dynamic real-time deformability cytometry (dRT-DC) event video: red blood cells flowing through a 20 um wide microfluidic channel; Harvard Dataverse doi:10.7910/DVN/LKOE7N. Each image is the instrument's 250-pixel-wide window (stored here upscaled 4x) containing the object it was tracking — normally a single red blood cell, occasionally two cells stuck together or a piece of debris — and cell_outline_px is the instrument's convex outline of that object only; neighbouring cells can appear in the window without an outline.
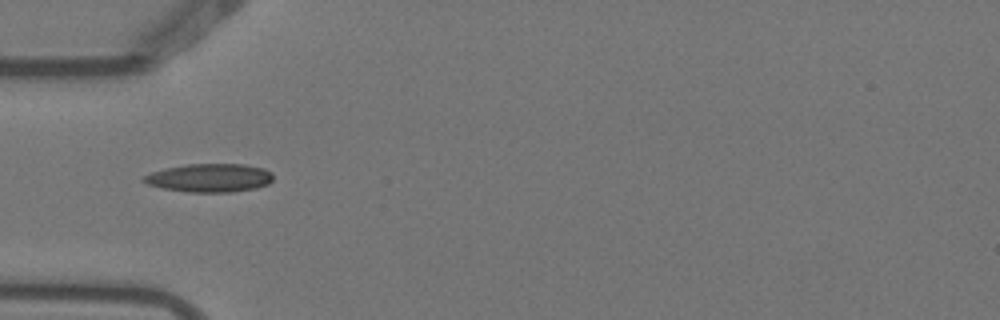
{"species": "Egyptian fruit bat (a non-hibernating species)", "species_latin": "Rousettus aegyptiacus", "temperature_condition": "warm", "stored_images_in_passage": 1, "camera_frame_rate_fps": 3000, "um_per_image_px": 0.085, "animal": {"sex": "female"}, "frame": {"image": 1, "passage_image": 1, "time_ms": 0.0, "image_size_px": [1000, 320], "cell_outline_px": [[272, 180], [268, 184], [256, 188], [232, 192], [188, 192], [164, 188], [148, 184], [140, 180], [140, 176], [164, 168], [184, 164], [244, 164], [264, 168], [272, 172]], "centroid_in_image_um": [17.79, 15.11], "position_along_channel_um": 67.2, "area_um2": 21.62}}